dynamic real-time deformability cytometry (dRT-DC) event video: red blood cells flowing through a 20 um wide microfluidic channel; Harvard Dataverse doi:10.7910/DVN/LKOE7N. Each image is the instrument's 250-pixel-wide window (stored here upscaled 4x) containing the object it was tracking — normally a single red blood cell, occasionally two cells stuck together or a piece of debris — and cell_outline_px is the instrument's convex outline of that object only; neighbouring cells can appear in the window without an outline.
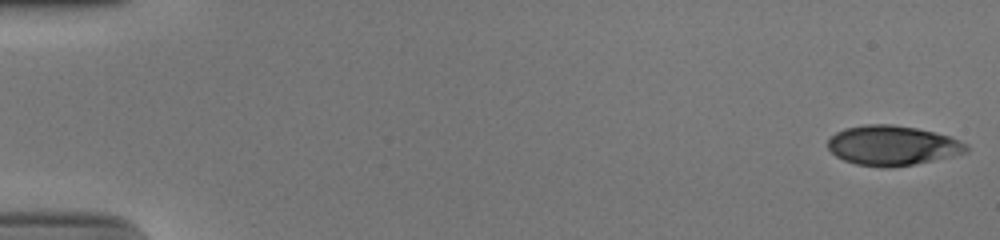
{"species": "human", "species_latin": "Homo sapiens", "temperature_condition": "cold", "stored_images_in_passage": 45, "camera_frame_rate_fps": 3000, "um_per_image_px": 0.085, "donor": {"sex": "male"}, "frame": {"image": 1, "passage_image": 1, "time_ms": 0.0, "image_size_px": [1000, 240], "cell_outline_px": [[968, 152], [952, 156], [892, 168], [880, 168], [856, 164], [844, 160], [836, 156], [828, 148], [828, 140], [836, 132], [844, 128], [864, 124], [892, 124], [916, 128], [948, 136], [968, 144]], "centroid_in_image_um": [75.83, 12.37], "position_along_channel_um": 9.2, "area_um2": 32.08}}